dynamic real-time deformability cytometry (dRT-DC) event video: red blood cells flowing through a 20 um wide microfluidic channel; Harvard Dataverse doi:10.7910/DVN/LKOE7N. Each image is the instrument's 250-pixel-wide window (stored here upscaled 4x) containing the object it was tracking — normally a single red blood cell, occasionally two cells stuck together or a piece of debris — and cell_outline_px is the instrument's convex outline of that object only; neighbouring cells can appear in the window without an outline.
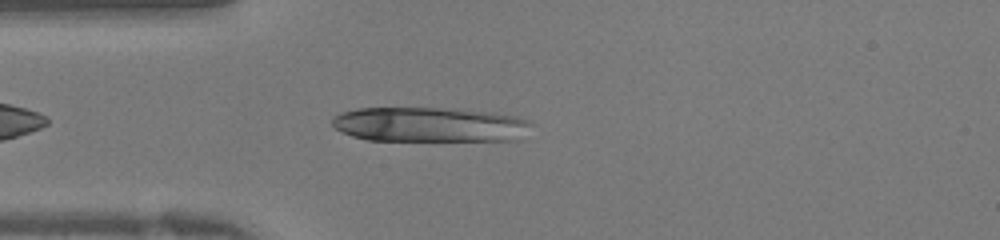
{"species": "human", "species_latin": "Homo sapiens", "temperature_condition": "warm", "stored_images_in_passage": 33, "camera_frame_rate_fps": 3000, "um_per_image_px": 0.085, "donor": {"sex": "female"}, "frame": {"image": 1, "passage_image": 3, "time_ms": 0.667, "image_size_px": [1000, 240], "cell_outline_px": [[536, 124], [520, 140], [368, 140], [352, 136], [340, 132], [332, 124], [332, 116], [340, 112], [356, 108], [436, 108], [496, 112], [516, 116], [528, 120]], "centroid_in_image_um": [36.56, 10.59], "position_along_channel_um": 48.4, "area_um2": 40.81}}
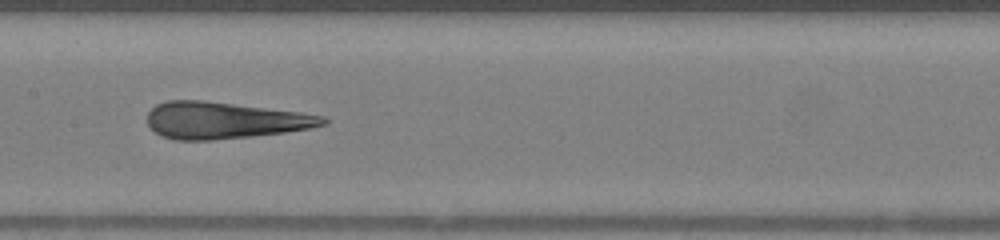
{"frame": {"image": 2, "passage_image": 12, "time_ms": 3.667, "image_size_px": [1000, 240], "cell_outline_px": [[328, 124], [312, 128], [284, 132], [252, 136], [212, 140], [172, 140], [160, 136], [148, 124], [148, 112], [156, 104], [168, 100], [204, 100], [300, 112], [324, 116], [328, 120]], "centroid_in_image_um": [19.07, 10.23], "position_along_channel_um": 188.3, "area_um2": 37.63}}
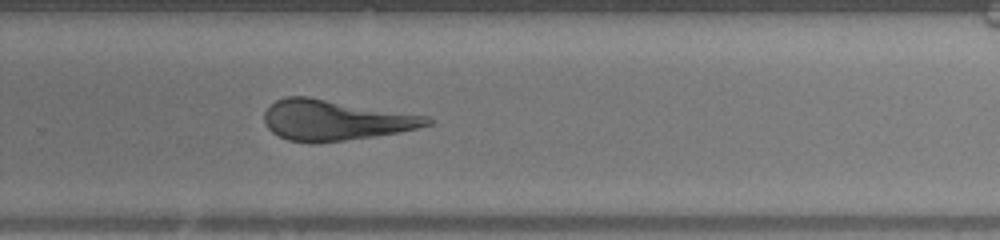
{"frame": {"image": 3, "passage_image": 19, "time_ms": 6.0, "image_size_px": [1000, 240], "cell_outline_px": [[432, 124], [400, 132], [344, 140], [288, 140], [272, 132], [264, 124], [264, 112], [276, 100], [284, 96], [308, 96], [432, 116]], "centroid_in_image_um": [28.54, 10.16], "position_along_channel_um": 301.3, "area_um2": 37.92}}